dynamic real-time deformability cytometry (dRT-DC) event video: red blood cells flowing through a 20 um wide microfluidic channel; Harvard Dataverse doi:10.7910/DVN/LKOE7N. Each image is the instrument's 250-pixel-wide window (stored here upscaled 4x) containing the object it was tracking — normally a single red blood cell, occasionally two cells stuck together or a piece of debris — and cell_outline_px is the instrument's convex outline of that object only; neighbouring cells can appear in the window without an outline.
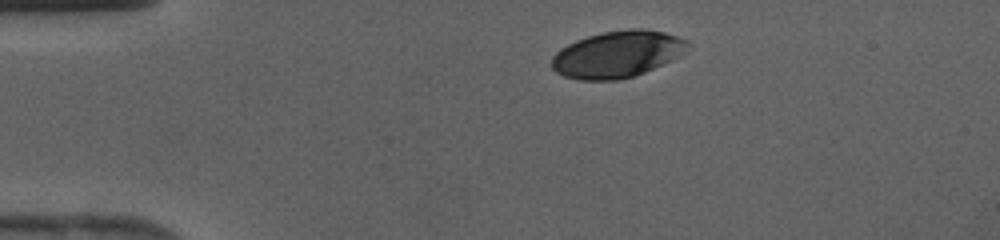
{"species": "human", "species_latin": "Homo sapiens", "temperature_condition": "cold", "stored_images_in_passage": 30, "camera_frame_rate_fps": 3000, "um_per_image_px": 0.085, "donor": {"sex": "female"}, "frame": {"image": 1, "passage_image": 1, "time_ms": 0.0, "image_size_px": [1000, 240], "cell_outline_px": [[688, 44], [684, 52], [680, 56], [672, 60], [644, 72], [632, 76], [616, 80], [580, 80], [564, 76], [556, 72], [552, 68], [552, 56], [560, 48], [576, 40], [600, 32], [628, 28], [644, 28], [664, 32], [688, 40]], "centroid_in_image_um": [52.46, 4.59], "position_along_channel_um": 32.5, "area_um2": 36.99}}
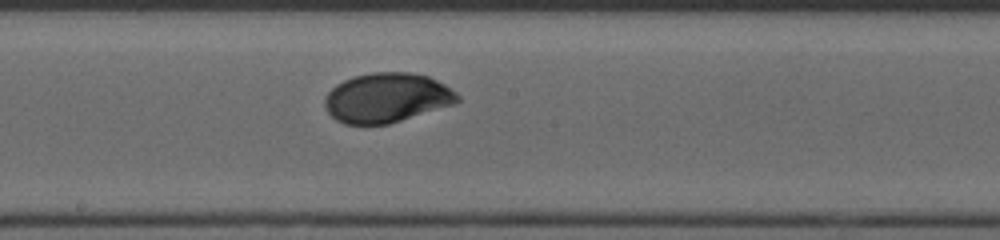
{"frame": {"image": 2, "passage_image": 16, "time_ms": 5.0, "image_size_px": [1000, 240], "cell_outline_px": [[460, 100], [456, 104], [388, 124], [344, 124], [336, 120], [328, 112], [324, 104], [324, 100], [328, 92], [336, 84], [344, 80], [356, 76], [372, 72], [412, 72], [428, 76], [444, 84], [456, 92], [460, 96]], "centroid_in_image_um": [32.9, 8.31], "position_along_channel_um": 215.3, "area_um2": 38.38}}
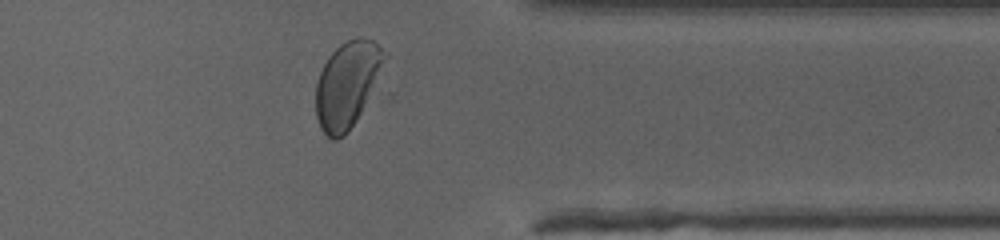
{"frame": {"image": 3, "passage_image": 27, "time_ms": 8.667, "image_size_px": [1000, 240], "cell_outline_px": [[388, 56], [356, 120], [348, 132], [344, 136], [336, 140], [332, 140], [320, 128], [316, 116], [316, 84], [320, 72], [328, 56], [340, 44], [348, 40], [360, 36], [372, 40], [388, 52]], "centroid_in_image_um": [29.5, 7.16], "position_along_channel_um": 381.9, "area_um2": 34.04}}